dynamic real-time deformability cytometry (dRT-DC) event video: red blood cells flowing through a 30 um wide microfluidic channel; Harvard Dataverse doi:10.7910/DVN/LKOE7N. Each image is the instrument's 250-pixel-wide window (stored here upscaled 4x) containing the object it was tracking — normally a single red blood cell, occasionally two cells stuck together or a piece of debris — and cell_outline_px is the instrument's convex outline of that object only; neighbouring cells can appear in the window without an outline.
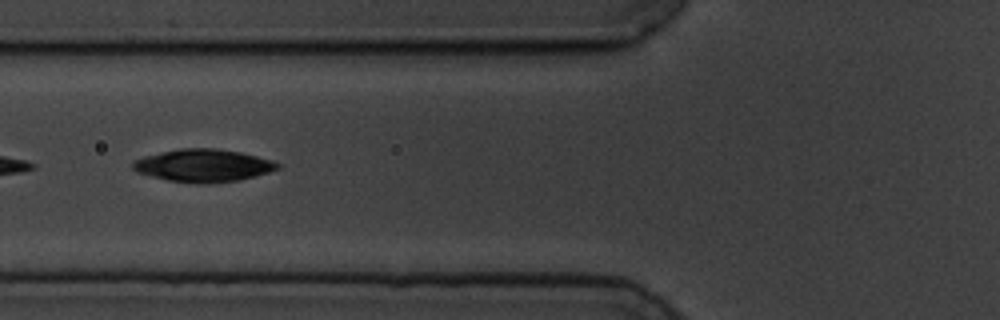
{"species": "common noctule bat (a hibernating species)", "species_latin": "Nyctalus noctula", "temperature_condition": "cold", "stored_images_in_passage": 40, "camera_frame_rate_fps": 3000, "um_per_image_px": 0.085, "animal": {"sex": "male", "body_mass_g": 19.5, "forearm_length_mm": 54.6}, "frame": {"image": 1, "passage_image": 5, "time_ms": 1.333, "image_size_px": [1000, 320], "cell_outline_px": [[280, 168], [268, 172], [236, 180], [168, 180], [136, 172], [132, 168], [132, 164], [136, 160], [144, 156], [180, 148], [216, 148], [240, 152], [272, 160], [280, 164]], "centroid_in_image_um": [17.27, 14.01], "position_along_channel_um": 108.5, "area_um2": 26.18}}
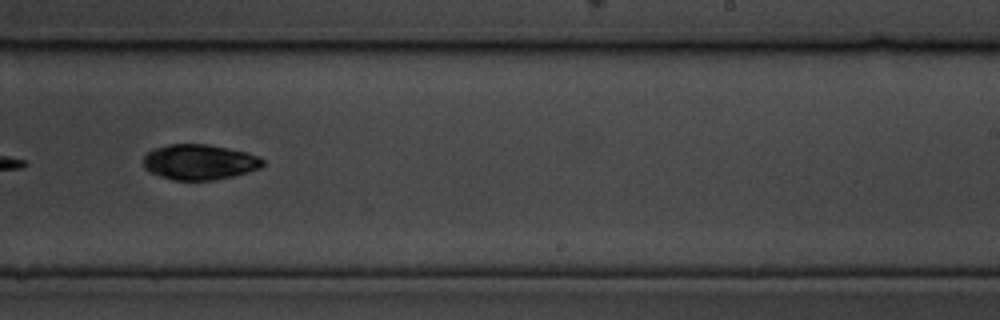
{"frame": {"image": 2, "passage_image": 19, "time_ms": 6.0, "image_size_px": [1000, 320], "cell_outline_px": [[264, 164], [260, 168], [248, 172], [232, 176], [212, 180], [172, 180], [148, 172], [144, 168], [144, 156], [152, 148], [168, 144], [208, 144], [228, 148], [260, 156], [264, 160]], "centroid_in_image_um": [16.93, 13.77], "position_along_channel_um": 272.1, "area_um2": 24.74}}
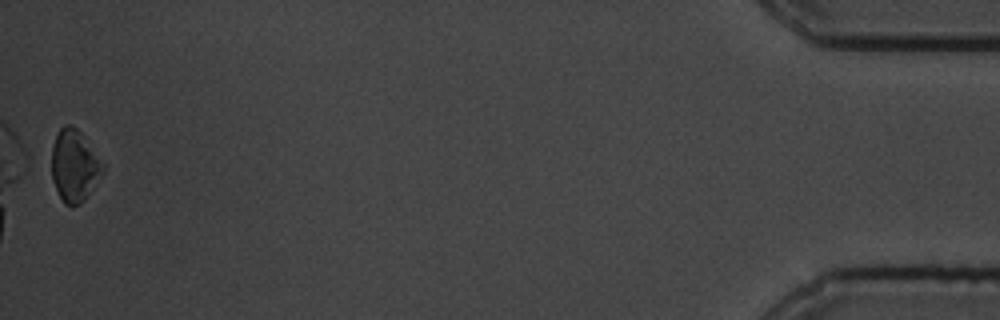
{"frame": {"image": 3, "passage_image": 40, "time_ms": 13.0, "image_size_px": [1000, 320], "cell_outline_px": [[104, 172], [88, 196], [80, 204], [72, 208], [64, 204], [52, 180], [52, 144], [56, 132], [64, 124], [68, 124], [76, 128], [84, 136], [104, 164]], "centroid_in_image_um": [6.32, 14.1], "position_along_channel_um": 428.9, "area_um2": 21.73}, "authors_computed_cell_mechanics": {"area_um2": 24.2182, "velocity_mm_per_s": 3.5158, "shape_relaxation_time_tau1_ms": 3.0498, "shape_relaxation_time_tau2_ms": null, "deformation_change_tau1": 0.1173, "deformation_change_tau2": null}}